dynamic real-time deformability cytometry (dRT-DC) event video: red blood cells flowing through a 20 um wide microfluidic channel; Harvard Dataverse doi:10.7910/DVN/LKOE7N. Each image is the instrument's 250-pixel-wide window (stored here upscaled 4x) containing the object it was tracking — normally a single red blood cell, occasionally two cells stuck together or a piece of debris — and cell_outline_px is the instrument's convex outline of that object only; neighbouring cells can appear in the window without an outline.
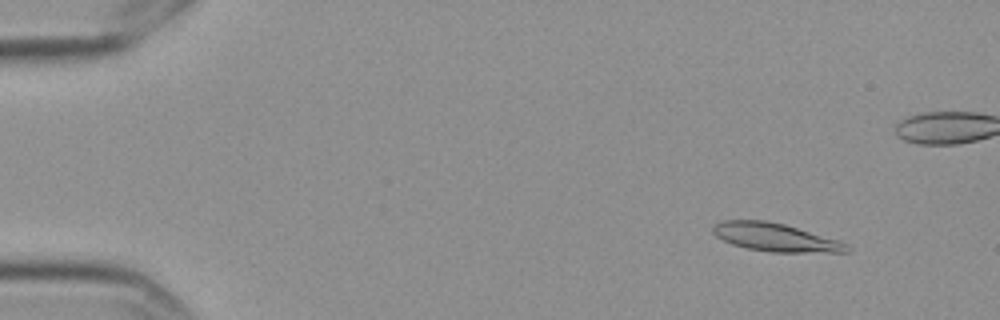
{"species": "Egyptian fruit bat (a non-hibernating species)", "species_latin": "Rousettus aegyptiacus", "temperature_condition": "cold", "stored_images_in_passage": 59, "camera_frame_rate_fps": 3000, "um_per_image_px": 0.085, "frame": {"image": 1, "passage_image": 6, "time_ms": 1.667, "image_size_px": [1000, 320], "cell_outline_px": [[852, 248], [848, 252], [772, 252], [748, 248], [732, 244], [716, 236], [712, 232], [712, 228], [716, 224], [724, 220], [764, 220], [784, 224], [836, 240], [848, 244]], "centroid_in_image_um": [65.9, 20.17], "position_along_channel_um": 19.1, "area_um2": 21.62}}
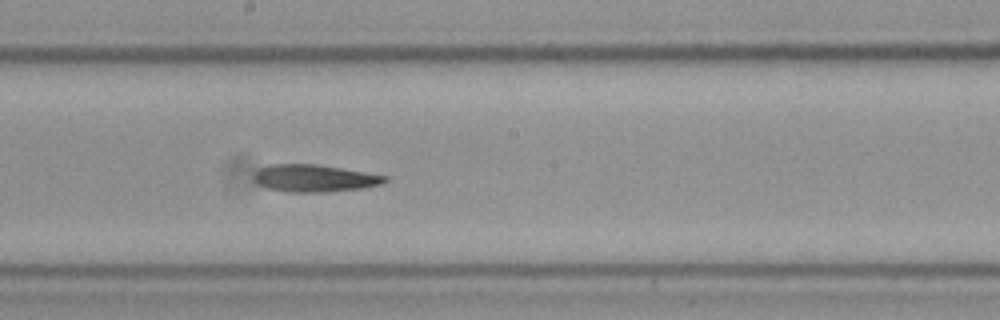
{"frame": {"image": 2, "passage_image": 32, "time_ms": 10.333, "image_size_px": [1000, 320], "cell_outline_px": [[388, 180], [380, 184], [360, 188], [324, 192], [288, 192], [268, 188], [260, 184], [256, 180], [256, 172], [260, 168], [268, 164], [316, 164], [388, 176]], "centroid_in_image_um": [26.73, 15.14], "position_along_channel_um": 221.5, "area_um2": 20.4}}
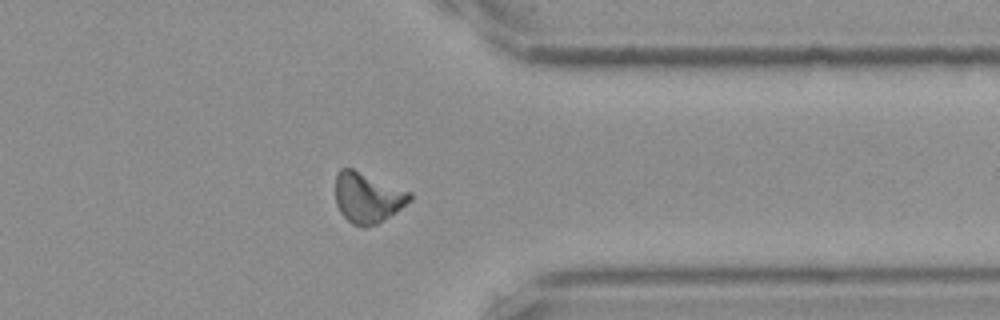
{"frame": {"image": 3, "passage_image": 46, "time_ms": 15.0, "image_size_px": [1000, 320], "cell_outline_px": [[412, 200], [376, 224], [364, 228], [352, 224], [340, 212], [336, 204], [336, 172], [340, 168], [352, 168], [412, 192]], "centroid_in_image_um": [31.23, 16.78], "position_along_channel_um": 380.2, "area_um2": 21.73}, "authors_computed_cell_mechanics": {"area_um2": 21.386, "velocity_mm_per_s": 3.5263, "shape_relaxation_time_tau1_ms": null, "shape_relaxation_time_tau2_ms": 10.4738, "deformation_change_tau1": null, "deformation_change_tau2": 0.2384}}